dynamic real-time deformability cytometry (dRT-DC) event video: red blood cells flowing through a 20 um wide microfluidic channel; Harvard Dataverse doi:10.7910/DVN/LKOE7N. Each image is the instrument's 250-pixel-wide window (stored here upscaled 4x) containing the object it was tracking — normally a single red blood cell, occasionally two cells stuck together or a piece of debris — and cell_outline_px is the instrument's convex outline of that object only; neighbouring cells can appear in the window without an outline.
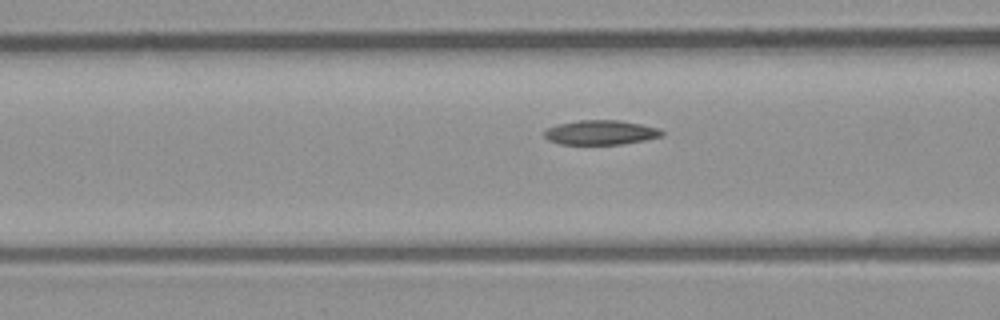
{"species": "common noctule bat (a hibernating species)", "species_latin": "Nyctalus noctula", "temperature_condition": "room temperature", "stored_images_in_passage": 13, "camera_frame_rate_fps": 3000, "um_per_image_px": 0.085, "animal": {"sex": "male", "body_mass_g": 23.1, "forearm_length_mm": 52.7}, "frame": {"image": 1, "passage_image": 11, "time_ms": 3.333, "image_size_px": [1000, 320], "cell_outline_px": [[664, 136], [644, 140], [620, 144], [560, 144], [548, 140], [544, 136], [544, 132], [548, 128], [556, 124], [580, 120], [620, 120], [660, 128], [664, 132]], "centroid_in_image_um": [51.07, 11.25], "position_along_channel_um": 115.5, "area_um2": 16.82}}